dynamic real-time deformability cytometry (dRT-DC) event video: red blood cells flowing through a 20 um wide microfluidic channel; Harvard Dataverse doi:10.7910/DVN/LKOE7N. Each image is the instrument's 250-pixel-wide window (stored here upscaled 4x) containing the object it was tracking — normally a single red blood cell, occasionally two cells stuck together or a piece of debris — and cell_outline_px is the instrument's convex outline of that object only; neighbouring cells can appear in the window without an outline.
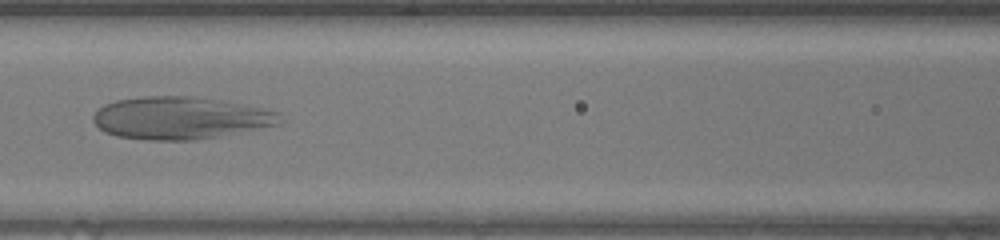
{"species": "human", "species_latin": "Homo sapiens", "temperature_condition": "warm", "stored_images_in_passage": 50, "camera_frame_rate_fps": 3000, "um_per_image_px": 0.085, "donor": {"sex": "female"}, "frame": {"image": 1, "passage_image": 22, "time_ms": 7.0, "image_size_px": [1000, 240], "cell_outline_px": [[284, 120], [280, 124], [196, 140], [148, 140], [116, 136], [104, 132], [92, 120], [92, 116], [104, 104], [116, 100], [140, 96], [196, 96], [240, 104], [260, 108], [276, 112]], "centroid_in_image_um": [15.27, 10.02], "position_along_channel_um": 151.3, "area_um2": 45.89}}
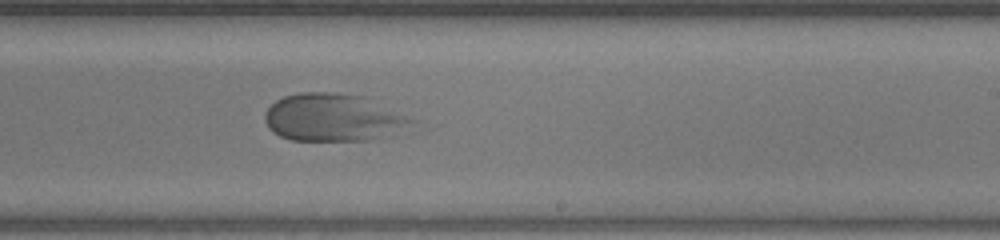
{"frame": {"image": 2, "passage_image": 30, "time_ms": 9.667, "image_size_px": [1000, 240], "cell_outline_px": [[420, 120], [400, 136], [376, 140], [292, 140], [280, 136], [272, 132], [268, 128], [264, 120], [264, 116], [268, 108], [276, 100], [284, 96], [300, 92], [332, 92], [368, 96]], "centroid_in_image_um": [28.5, 10.0], "position_along_channel_um": 260.5, "area_um2": 42.37}}
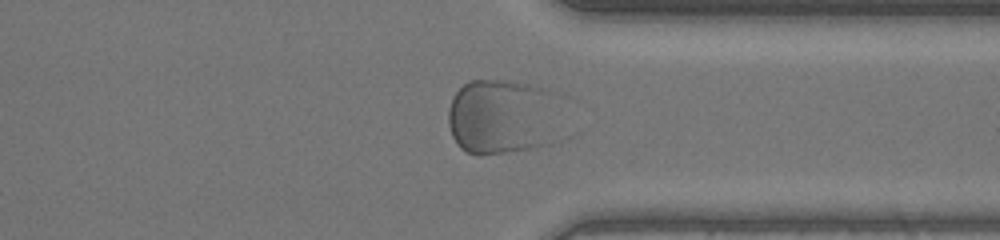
{"frame": {"image": 3, "passage_image": 38, "time_ms": 12.333, "image_size_px": [1000, 240], "cell_outline_px": [[540, 144], [528, 148], [480, 156], [468, 152], [460, 148], [456, 144], [452, 136], [448, 124], [448, 108], [456, 92], [468, 80], [508, 80], [532, 84], [540, 88]], "centroid_in_image_um": [42.1, 9.91], "position_along_channel_um": 369.3, "area_um2": 43.87}}